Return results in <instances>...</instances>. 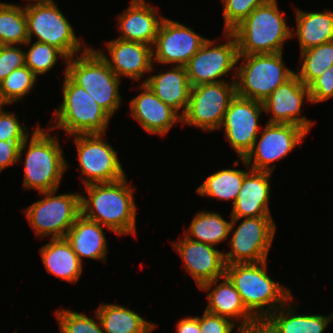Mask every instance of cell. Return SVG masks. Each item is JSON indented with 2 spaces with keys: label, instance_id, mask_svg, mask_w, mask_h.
Instances as JSON below:
<instances>
[{
  "label": "cell",
  "instance_id": "obj_11",
  "mask_svg": "<svg viewBox=\"0 0 333 333\" xmlns=\"http://www.w3.org/2000/svg\"><path fill=\"white\" fill-rule=\"evenodd\" d=\"M104 136V133L72 135L83 186L114 182L126 176L117 151Z\"/></svg>",
  "mask_w": 333,
  "mask_h": 333
},
{
  "label": "cell",
  "instance_id": "obj_16",
  "mask_svg": "<svg viewBox=\"0 0 333 333\" xmlns=\"http://www.w3.org/2000/svg\"><path fill=\"white\" fill-rule=\"evenodd\" d=\"M207 39L189 26L165 17L152 46L153 62L185 66Z\"/></svg>",
  "mask_w": 333,
  "mask_h": 333
},
{
  "label": "cell",
  "instance_id": "obj_4",
  "mask_svg": "<svg viewBox=\"0 0 333 333\" xmlns=\"http://www.w3.org/2000/svg\"><path fill=\"white\" fill-rule=\"evenodd\" d=\"M277 0H266L231 32L238 44V54L283 52L284 43L292 39V27L285 20Z\"/></svg>",
  "mask_w": 333,
  "mask_h": 333
},
{
  "label": "cell",
  "instance_id": "obj_6",
  "mask_svg": "<svg viewBox=\"0 0 333 333\" xmlns=\"http://www.w3.org/2000/svg\"><path fill=\"white\" fill-rule=\"evenodd\" d=\"M66 74L86 90L110 117L121 107L119 86L122 79L115 75L107 62L91 46L67 60Z\"/></svg>",
  "mask_w": 333,
  "mask_h": 333
},
{
  "label": "cell",
  "instance_id": "obj_31",
  "mask_svg": "<svg viewBox=\"0 0 333 333\" xmlns=\"http://www.w3.org/2000/svg\"><path fill=\"white\" fill-rule=\"evenodd\" d=\"M232 218L225 220L218 212L201 210L193 216L184 236L190 240L217 247L230 236Z\"/></svg>",
  "mask_w": 333,
  "mask_h": 333
},
{
  "label": "cell",
  "instance_id": "obj_13",
  "mask_svg": "<svg viewBox=\"0 0 333 333\" xmlns=\"http://www.w3.org/2000/svg\"><path fill=\"white\" fill-rule=\"evenodd\" d=\"M222 37L226 39L223 44L208 38L185 65L191 86L226 81L222 77L232 71L236 78L239 56L236 37L227 31H223Z\"/></svg>",
  "mask_w": 333,
  "mask_h": 333
},
{
  "label": "cell",
  "instance_id": "obj_28",
  "mask_svg": "<svg viewBox=\"0 0 333 333\" xmlns=\"http://www.w3.org/2000/svg\"><path fill=\"white\" fill-rule=\"evenodd\" d=\"M296 30L291 36L298 38L300 52L333 41V11L305 12L295 9Z\"/></svg>",
  "mask_w": 333,
  "mask_h": 333
},
{
  "label": "cell",
  "instance_id": "obj_10",
  "mask_svg": "<svg viewBox=\"0 0 333 333\" xmlns=\"http://www.w3.org/2000/svg\"><path fill=\"white\" fill-rule=\"evenodd\" d=\"M276 229L272 216L232 218V234L231 238H228L230 249L229 252L223 253L225 265L259 263L267 260Z\"/></svg>",
  "mask_w": 333,
  "mask_h": 333
},
{
  "label": "cell",
  "instance_id": "obj_24",
  "mask_svg": "<svg viewBox=\"0 0 333 333\" xmlns=\"http://www.w3.org/2000/svg\"><path fill=\"white\" fill-rule=\"evenodd\" d=\"M143 83L148 85L154 94L165 104L176 110L181 116L185 113L191 85L185 66H172L167 71L149 75ZM182 111V113H180Z\"/></svg>",
  "mask_w": 333,
  "mask_h": 333
},
{
  "label": "cell",
  "instance_id": "obj_9",
  "mask_svg": "<svg viewBox=\"0 0 333 333\" xmlns=\"http://www.w3.org/2000/svg\"><path fill=\"white\" fill-rule=\"evenodd\" d=\"M24 10L29 40L34 35L35 41L57 48L68 59L89 48L87 44L83 46L84 41L76 36L71 22L56 3L25 4Z\"/></svg>",
  "mask_w": 333,
  "mask_h": 333
},
{
  "label": "cell",
  "instance_id": "obj_33",
  "mask_svg": "<svg viewBox=\"0 0 333 333\" xmlns=\"http://www.w3.org/2000/svg\"><path fill=\"white\" fill-rule=\"evenodd\" d=\"M299 72L295 74L308 86L333 65V41L300 52Z\"/></svg>",
  "mask_w": 333,
  "mask_h": 333
},
{
  "label": "cell",
  "instance_id": "obj_39",
  "mask_svg": "<svg viewBox=\"0 0 333 333\" xmlns=\"http://www.w3.org/2000/svg\"><path fill=\"white\" fill-rule=\"evenodd\" d=\"M308 91L312 104L326 102L333 97V65L308 85Z\"/></svg>",
  "mask_w": 333,
  "mask_h": 333
},
{
  "label": "cell",
  "instance_id": "obj_3",
  "mask_svg": "<svg viewBox=\"0 0 333 333\" xmlns=\"http://www.w3.org/2000/svg\"><path fill=\"white\" fill-rule=\"evenodd\" d=\"M267 262L225 265V275L234 284L246 309L256 319H266L294 296L291 289L269 276Z\"/></svg>",
  "mask_w": 333,
  "mask_h": 333
},
{
  "label": "cell",
  "instance_id": "obj_12",
  "mask_svg": "<svg viewBox=\"0 0 333 333\" xmlns=\"http://www.w3.org/2000/svg\"><path fill=\"white\" fill-rule=\"evenodd\" d=\"M191 87L187 109L181 124L213 132L220 129L225 112L236 96L235 78Z\"/></svg>",
  "mask_w": 333,
  "mask_h": 333
},
{
  "label": "cell",
  "instance_id": "obj_19",
  "mask_svg": "<svg viewBox=\"0 0 333 333\" xmlns=\"http://www.w3.org/2000/svg\"><path fill=\"white\" fill-rule=\"evenodd\" d=\"M172 244L182 259L184 269L195 280L198 288L225 275L224 251L209 244L190 240L184 235Z\"/></svg>",
  "mask_w": 333,
  "mask_h": 333
},
{
  "label": "cell",
  "instance_id": "obj_35",
  "mask_svg": "<svg viewBox=\"0 0 333 333\" xmlns=\"http://www.w3.org/2000/svg\"><path fill=\"white\" fill-rule=\"evenodd\" d=\"M25 45L29 47L28 51H25V65L37 77L51 71L50 69L54 68L60 58L64 63L68 60L60 50L49 44L28 40Z\"/></svg>",
  "mask_w": 333,
  "mask_h": 333
},
{
  "label": "cell",
  "instance_id": "obj_30",
  "mask_svg": "<svg viewBox=\"0 0 333 333\" xmlns=\"http://www.w3.org/2000/svg\"><path fill=\"white\" fill-rule=\"evenodd\" d=\"M247 168L246 170L239 169H221L218 170L202 182L196 188V193L204 197H210L221 201H232L235 203L238 193L243 184L245 175L251 170L244 158L239 159Z\"/></svg>",
  "mask_w": 333,
  "mask_h": 333
},
{
  "label": "cell",
  "instance_id": "obj_36",
  "mask_svg": "<svg viewBox=\"0 0 333 333\" xmlns=\"http://www.w3.org/2000/svg\"><path fill=\"white\" fill-rule=\"evenodd\" d=\"M60 333H105L95 311L94 318L70 309L55 312Z\"/></svg>",
  "mask_w": 333,
  "mask_h": 333
},
{
  "label": "cell",
  "instance_id": "obj_17",
  "mask_svg": "<svg viewBox=\"0 0 333 333\" xmlns=\"http://www.w3.org/2000/svg\"><path fill=\"white\" fill-rule=\"evenodd\" d=\"M304 101L311 103L308 86L294 74L262 102L264 112L270 114L267 123L294 124L310 132L314 121L301 116Z\"/></svg>",
  "mask_w": 333,
  "mask_h": 333
},
{
  "label": "cell",
  "instance_id": "obj_42",
  "mask_svg": "<svg viewBox=\"0 0 333 333\" xmlns=\"http://www.w3.org/2000/svg\"><path fill=\"white\" fill-rule=\"evenodd\" d=\"M28 137H9L5 141L0 140V173L9 166L18 164V155L22 143Z\"/></svg>",
  "mask_w": 333,
  "mask_h": 333
},
{
  "label": "cell",
  "instance_id": "obj_29",
  "mask_svg": "<svg viewBox=\"0 0 333 333\" xmlns=\"http://www.w3.org/2000/svg\"><path fill=\"white\" fill-rule=\"evenodd\" d=\"M95 311L105 333H151L158 326L116 303H102Z\"/></svg>",
  "mask_w": 333,
  "mask_h": 333
},
{
  "label": "cell",
  "instance_id": "obj_43",
  "mask_svg": "<svg viewBox=\"0 0 333 333\" xmlns=\"http://www.w3.org/2000/svg\"><path fill=\"white\" fill-rule=\"evenodd\" d=\"M176 333H201L200 331V316H188L181 318L176 323Z\"/></svg>",
  "mask_w": 333,
  "mask_h": 333
},
{
  "label": "cell",
  "instance_id": "obj_14",
  "mask_svg": "<svg viewBox=\"0 0 333 333\" xmlns=\"http://www.w3.org/2000/svg\"><path fill=\"white\" fill-rule=\"evenodd\" d=\"M260 132L244 160L252 170L271 173L276 168V161L301 145L309 133L301 126L279 123H266Z\"/></svg>",
  "mask_w": 333,
  "mask_h": 333
},
{
  "label": "cell",
  "instance_id": "obj_37",
  "mask_svg": "<svg viewBox=\"0 0 333 333\" xmlns=\"http://www.w3.org/2000/svg\"><path fill=\"white\" fill-rule=\"evenodd\" d=\"M223 4L224 32H231L266 0H220Z\"/></svg>",
  "mask_w": 333,
  "mask_h": 333
},
{
  "label": "cell",
  "instance_id": "obj_38",
  "mask_svg": "<svg viewBox=\"0 0 333 333\" xmlns=\"http://www.w3.org/2000/svg\"><path fill=\"white\" fill-rule=\"evenodd\" d=\"M22 46L0 45V82L13 70L25 66V50L21 49Z\"/></svg>",
  "mask_w": 333,
  "mask_h": 333
},
{
  "label": "cell",
  "instance_id": "obj_44",
  "mask_svg": "<svg viewBox=\"0 0 333 333\" xmlns=\"http://www.w3.org/2000/svg\"><path fill=\"white\" fill-rule=\"evenodd\" d=\"M236 330V333H275L265 319H257L252 323L238 326Z\"/></svg>",
  "mask_w": 333,
  "mask_h": 333
},
{
  "label": "cell",
  "instance_id": "obj_15",
  "mask_svg": "<svg viewBox=\"0 0 333 333\" xmlns=\"http://www.w3.org/2000/svg\"><path fill=\"white\" fill-rule=\"evenodd\" d=\"M264 112L263 103L236 95L225 112L223 122L224 136L239 158H245L253 148L260 133L259 118Z\"/></svg>",
  "mask_w": 333,
  "mask_h": 333
},
{
  "label": "cell",
  "instance_id": "obj_46",
  "mask_svg": "<svg viewBox=\"0 0 333 333\" xmlns=\"http://www.w3.org/2000/svg\"><path fill=\"white\" fill-rule=\"evenodd\" d=\"M4 104L1 102V100H0V108L3 106Z\"/></svg>",
  "mask_w": 333,
  "mask_h": 333
},
{
  "label": "cell",
  "instance_id": "obj_27",
  "mask_svg": "<svg viewBox=\"0 0 333 333\" xmlns=\"http://www.w3.org/2000/svg\"><path fill=\"white\" fill-rule=\"evenodd\" d=\"M45 269L67 283H76L83 273V263L66 238H50L39 249Z\"/></svg>",
  "mask_w": 333,
  "mask_h": 333
},
{
  "label": "cell",
  "instance_id": "obj_1",
  "mask_svg": "<svg viewBox=\"0 0 333 333\" xmlns=\"http://www.w3.org/2000/svg\"><path fill=\"white\" fill-rule=\"evenodd\" d=\"M127 178L84 186L86 195H80L81 214L119 236H136L137 206L133 191L137 188L133 189Z\"/></svg>",
  "mask_w": 333,
  "mask_h": 333
},
{
  "label": "cell",
  "instance_id": "obj_45",
  "mask_svg": "<svg viewBox=\"0 0 333 333\" xmlns=\"http://www.w3.org/2000/svg\"><path fill=\"white\" fill-rule=\"evenodd\" d=\"M27 4H31V2H33V4H42V3H55L54 0H26Z\"/></svg>",
  "mask_w": 333,
  "mask_h": 333
},
{
  "label": "cell",
  "instance_id": "obj_32",
  "mask_svg": "<svg viewBox=\"0 0 333 333\" xmlns=\"http://www.w3.org/2000/svg\"><path fill=\"white\" fill-rule=\"evenodd\" d=\"M24 5L0 2V45H23L28 41Z\"/></svg>",
  "mask_w": 333,
  "mask_h": 333
},
{
  "label": "cell",
  "instance_id": "obj_23",
  "mask_svg": "<svg viewBox=\"0 0 333 333\" xmlns=\"http://www.w3.org/2000/svg\"><path fill=\"white\" fill-rule=\"evenodd\" d=\"M220 279L222 281L219 282ZM199 289L208 292L206 312L231 319L238 326L257 320L246 309L240 294L226 275L203 284Z\"/></svg>",
  "mask_w": 333,
  "mask_h": 333
},
{
  "label": "cell",
  "instance_id": "obj_5",
  "mask_svg": "<svg viewBox=\"0 0 333 333\" xmlns=\"http://www.w3.org/2000/svg\"><path fill=\"white\" fill-rule=\"evenodd\" d=\"M63 74V100L53 112L55 117L50 120V130L61 129L70 137L76 134H105L111 117L66 74V66Z\"/></svg>",
  "mask_w": 333,
  "mask_h": 333
},
{
  "label": "cell",
  "instance_id": "obj_2",
  "mask_svg": "<svg viewBox=\"0 0 333 333\" xmlns=\"http://www.w3.org/2000/svg\"><path fill=\"white\" fill-rule=\"evenodd\" d=\"M46 128L45 131L38 124L31 136L22 143L18 155V162H21L23 153L26 155L22 162L23 188L34 189L38 193L59 189L68 168L59 137L52 136L50 128Z\"/></svg>",
  "mask_w": 333,
  "mask_h": 333
},
{
  "label": "cell",
  "instance_id": "obj_21",
  "mask_svg": "<svg viewBox=\"0 0 333 333\" xmlns=\"http://www.w3.org/2000/svg\"><path fill=\"white\" fill-rule=\"evenodd\" d=\"M164 18L146 0H131L128 8L116 17L117 29L121 33L117 38L152 47Z\"/></svg>",
  "mask_w": 333,
  "mask_h": 333
},
{
  "label": "cell",
  "instance_id": "obj_8",
  "mask_svg": "<svg viewBox=\"0 0 333 333\" xmlns=\"http://www.w3.org/2000/svg\"><path fill=\"white\" fill-rule=\"evenodd\" d=\"M58 189L40 192V199L23 211L39 238H64L81 214L80 192L57 195Z\"/></svg>",
  "mask_w": 333,
  "mask_h": 333
},
{
  "label": "cell",
  "instance_id": "obj_40",
  "mask_svg": "<svg viewBox=\"0 0 333 333\" xmlns=\"http://www.w3.org/2000/svg\"><path fill=\"white\" fill-rule=\"evenodd\" d=\"M5 105L0 108V140L9 137H29L34 130L28 132V127L22 125L13 112L4 111Z\"/></svg>",
  "mask_w": 333,
  "mask_h": 333
},
{
  "label": "cell",
  "instance_id": "obj_25",
  "mask_svg": "<svg viewBox=\"0 0 333 333\" xmlns=\"http://www.w3.org/2000/svg\"><path fill=\"white\" fill-rule=\"evenodd\" d=\"M104 227L80 214L69 229L65 238L82 263L83 258L106 263L109 251Z\"/></svg>",
  "mask_w": 333,
  "mask_h": 333
},
{
  "label": "cell",
  "instance_id": "obj_7",
  "mask_svg": "<svg viewBox=\"0 0 333 333\" xmlns=\"http://www.w3.org/2000/svg\"><path fill=\"white\" fill-rule=\"evenodd\" d=\"M294 74L295 71L284 64L283 52L239 55L236 95L263 102Z\"/></svg>",
  "mask_w": 333,
  "mask_h": 333
},
{
  "label": "cell",
  "instance_id": "obj_22",
  "mask_svg": "<svg viewBox=\"0 0 333 333\" xmlns=\"http://www.w3.org/2000/svg\"><path fill=\"white\" fill-rule=\"evenodd\" d=\"M271 176V172L252 169L245 175L237 199L232 205L231 218L272 216L269 207Z\"/></svg>",
  "mask_w": 333,
  "mask_h": 333
},
{
  "label": "cell",
  "instance_id": "obj_34",
  "mask_svg": "<svg viewBox=\"0 0 333 333\" xmlns=\"http://www.w3.org/2000/svg\"><path fill=\"white\" fill-rule=\"evenodd\" d=\"M38 77L25 65L13 70L0 82V100L6 106L24 100L36 85Z\"/></svg>",
  "mask_w": 333,
  "mask_h": 333
},
{
  "label": "cell",
  "instance_id": "obj_18",
  "mask_svg": "<svg viewBox=\"0 0 333 333\" xmlns=\"http://www.w3.org/2000/svg\"><path fill=\"white\" fill-rule=\"evenodd\" d=\"M105 43L109 55H106L103 49L95 50L118 78L127 77L138 82L144 74L153 72L154 62L150 45L119 38Z\"/></svg>",
  "mask_w": 333,
  "mask_h": 333
},
{
  "label": "cell",
  "instance_id": "obj_41",
  "mask_svg": "<svg viewBox=\"0 0 333 333\" xmlns=\"http://www.w3.org/2000/svg\"><path fill=\"white\" fill-rule=\"evenodd\" d=\"M202 316V317H201ZM200 316L201 333H232L238 324L226 317L217 316L206 311Z\"/></svg>",
  "mask_w": 333,
  "mask_h": 333
},
{
  "label": "cell",
  "instance_id": "obj_20",
  "mask_svg": "<svg viewBox=\"0 0 333 333\" xmlns=\"http://www.w3.org/2000/svg\"><path fill=\"white\" fill-rule=\"evenodd\" d=\"M139 95L129 101L130 114L147 133L165 136L174 124L182 122V116L161 101L148 85H139Z\"/></svg>",
  "mask_w": 333,
  "mask_h": 333
},
{
  "label": "cell",
  "instance_id": "obj_26",
  "mask_svg": "<svg viewBox=\"0 0 333 333\" xmlns=\"http://www.w3.org/2000/svg\"><path fill=\"white\" fill-rule=\"evenodd\" d=\"M290 298L284 305L277 308L265 320L275 333H325V329L333 320V312L322 314H297L298 303L293 306Z\"/></svg>",
  "mask_w": 333,
  "mask_h": 333
}]
</instances>
